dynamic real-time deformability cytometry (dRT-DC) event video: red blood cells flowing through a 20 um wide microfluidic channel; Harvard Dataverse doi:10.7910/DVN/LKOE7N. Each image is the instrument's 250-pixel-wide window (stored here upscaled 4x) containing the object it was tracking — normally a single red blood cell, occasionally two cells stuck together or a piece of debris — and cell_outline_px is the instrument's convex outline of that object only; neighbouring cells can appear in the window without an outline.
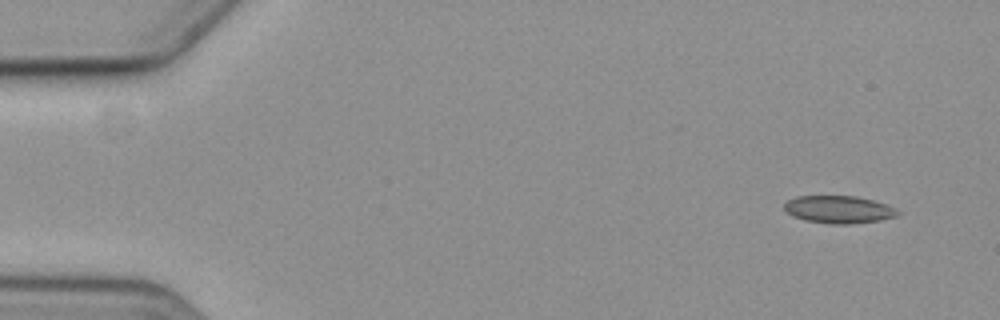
{"species": "common noctule bat (a hibernating species)", "species_latin": "Nyctalus noctula", "temperature_condition": "cold", "stored_images_in_passage": 8, "camera_frame_rate_fps": 3000, "um_per_image_px": 0.085, "animal": {"sex": "female", "body_mass_g": 19.3, "forearm_length_mm": 54.1}, "frame": {"image": 1, "passage_image": 1, "time_ms": 0.0, "image_size_px": [1000, 320], "cell_outline_px": [[900, 212], [896, 216], [880, 220], [848, 224], [832, 224], [804, 220], [792, 216], [784, 208], [784, 204], [788, 200], [796, 196], [856, 196], [872, 200], [884, 204]], "centroid_in_image_um": [71.25, 17.81], "position_along_channel_um": 13.8, "area_um2": 17.98}}
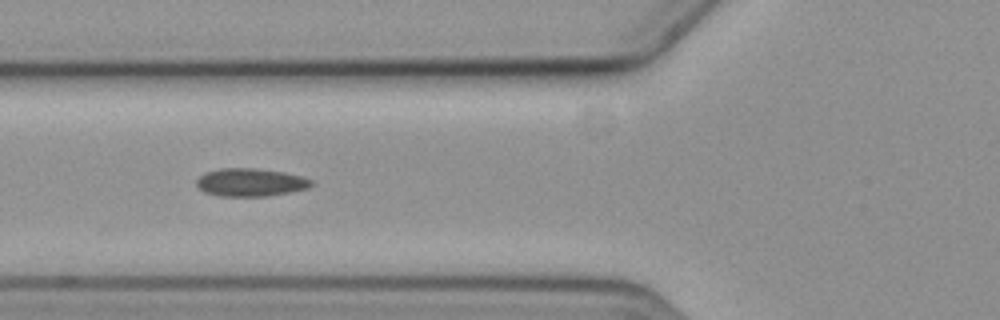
{"frame": {"image": 2, "passage_image": 6, "time_ms": 6.0, "image_size_px": [1000, 320], "cell_outline_px": [[316, 184], [308, 188], [288, 192], [264, 196], [220, 196], [204, 192], [196, 184], [196, 180], [204, 172], [220, 168], [252, 168], [284, 172], [300, 176], [312, 180]], "centroid_in_image_um": [21.28, 15.49], "position_along_channel_um": 104.5, "area_um2": 18.67}}
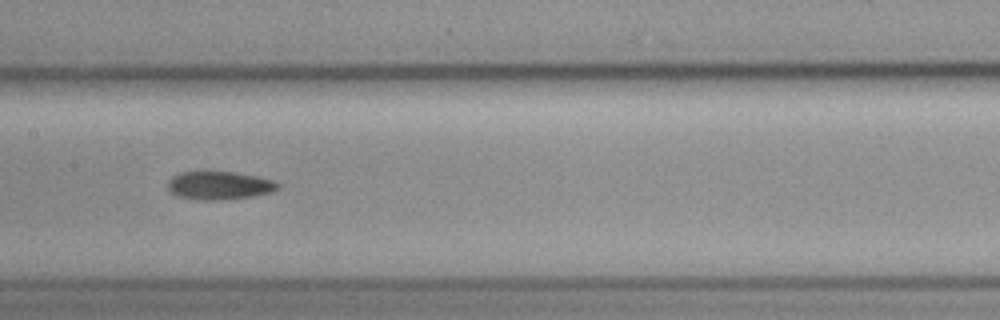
{"frame": {"image": 3, "passage_image": 8, "time_ms": 8.333, "image_size_px": [1000, 320], "cell_outline_px": [[280, 188], [272, 192], [252, 196], [220, 200], [196, 200], [176, 196], [168, 192], [168, 180], [172, 176], [180, 172], [232, 172], [256, 176], [272, 180], [280, 184]], "centroid_in_image_um": [18.6, 15.78], "position_along_channel_um": 188.8, "area_um2": 18.21}}